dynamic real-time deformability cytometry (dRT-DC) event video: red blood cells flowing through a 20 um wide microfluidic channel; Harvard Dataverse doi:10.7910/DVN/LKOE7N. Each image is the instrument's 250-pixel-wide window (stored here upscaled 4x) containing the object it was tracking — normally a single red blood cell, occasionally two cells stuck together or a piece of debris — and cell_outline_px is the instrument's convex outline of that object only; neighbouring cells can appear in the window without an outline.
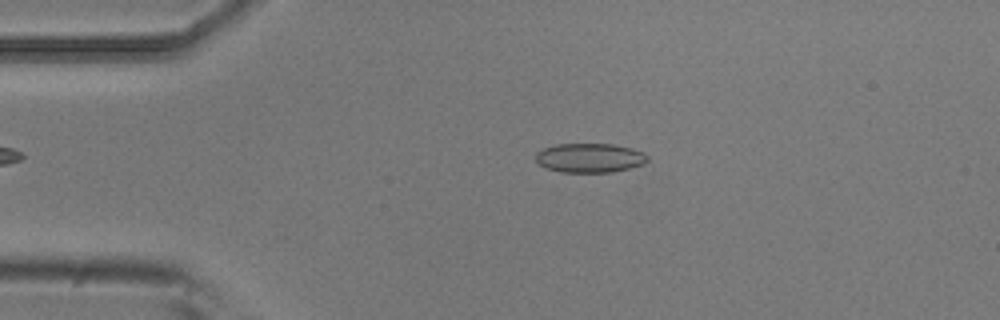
{"species": "common noctule bat (a hibernating species)", "species_latin": "Nyctalus noctula", "temperature_condition": "room temperature", "stored_images_in_passage": 2, "camera_frame_rate_fps": 3000, "um_per_image_px": 0.085, "animal": {"sex": "male", "body_mass_g": 20.5, "forearm_length_mm": 52.5}, "frame": {"image": 1, "passage_image": 1, "time_ms": 0.0, "image_size_px": [1000, 320], "cell_outline_px": [[648, 160], [644, 164], [612, 172], [560, 172], [544, 168], [536, 160], [536, 152], [544, 148], [556, 144], [612, 144], [632, 148], [644, 152], [648, 156]], "centroid_in_image_um": [50.13, 13.42], "position_along_channel_um": 34.9, "area_um2": 19.13}}